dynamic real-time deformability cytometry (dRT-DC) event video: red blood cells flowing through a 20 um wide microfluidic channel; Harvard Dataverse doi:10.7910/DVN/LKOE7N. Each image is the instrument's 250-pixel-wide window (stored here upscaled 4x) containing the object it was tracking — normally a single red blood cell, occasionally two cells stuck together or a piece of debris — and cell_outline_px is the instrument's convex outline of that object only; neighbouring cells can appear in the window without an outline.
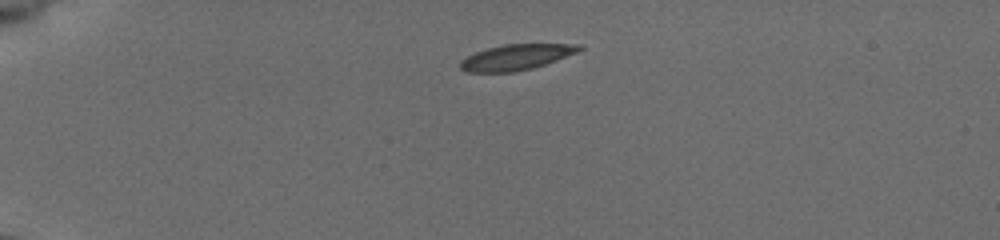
{"species": "common noctule bat (a hibernating species)", "species_latin": "Nyctalus noctula", "temperature_condition": "cold", "stored_images_in_passage": 41, "camera_frame_rate_fps": 3000, "um_per_image_px": 0.085, "animal": {"sex": "female", "body_mass_g": 19.5, "forearm_length_mm": 54.1}, "frame": {"image": 1, "passage_image": 1, "time_ms": 0.0, "image_size_px": [1000, 240], "cell_outline_px": [[584, 48], [576, 52], [556, 60], [532, 68], [512, 72], [468, 72], [460, 68], [460, 60], [476, 52], [488, 48], [504, 44], [584, 44]], "centroid_in_image_um": [43.88, 4.85], "position_along_channel_um": 41.1, "area_um2": 17.57}}
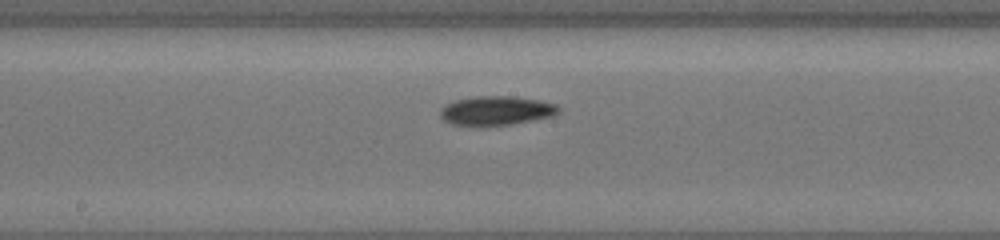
{"frame": {"image": 2, "passage_image": 18, "time_ms": 5.667, "image_size_px": [1000, 240], "cell_outline_px": [[560, 112], [552, 116], [512, 124], [480, 128], [452, 124], [444, 120], [440, 116], [440, 108], [444, 104], [456, 100], [476, 96], [512, 96], [540, 100], [556, 104], [560, 108]], "centroid_in_image_um": [42.14, 9.43], "position_along_channel_um": 206.1, "area_um2": 20.63}}
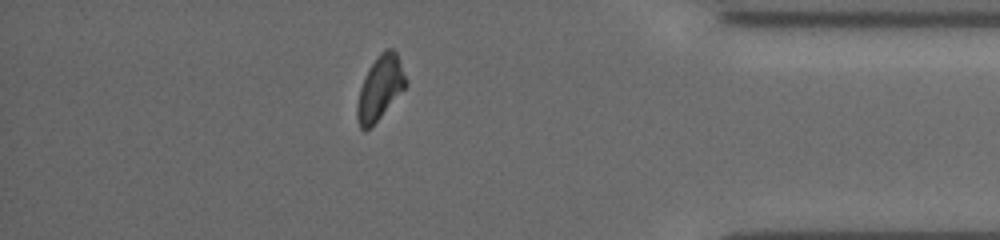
{"frame": {"image": 3, "passage_image": 35, "time_ms": 11.333, "image_size_px": [1000, 240], "cell_outline_px": [[408, 84], [380, 116], [368, 128], [360, 128], [356, 116], [356, 104], [360, 88], [368, 68], [380, 52], [384, 48], [392, 48], [396, 52], [408, 80]], "centroid_in_image_um": [32.3, 7.41], "position_along_channel_um": 402.9, "area_um2": 17.86}, "authors_computed_cell_mechanics": {"area_um2": 18.8428, "velocity_mm_per_s": 3.9053, "shape_relaxation_time_tau1_ms": 3.7737, "shape_relaxation_time_tau2_ms": 6.8992, "deformation_change_tau1": 0.129, "deformation_change_tau2": 0.1101}}